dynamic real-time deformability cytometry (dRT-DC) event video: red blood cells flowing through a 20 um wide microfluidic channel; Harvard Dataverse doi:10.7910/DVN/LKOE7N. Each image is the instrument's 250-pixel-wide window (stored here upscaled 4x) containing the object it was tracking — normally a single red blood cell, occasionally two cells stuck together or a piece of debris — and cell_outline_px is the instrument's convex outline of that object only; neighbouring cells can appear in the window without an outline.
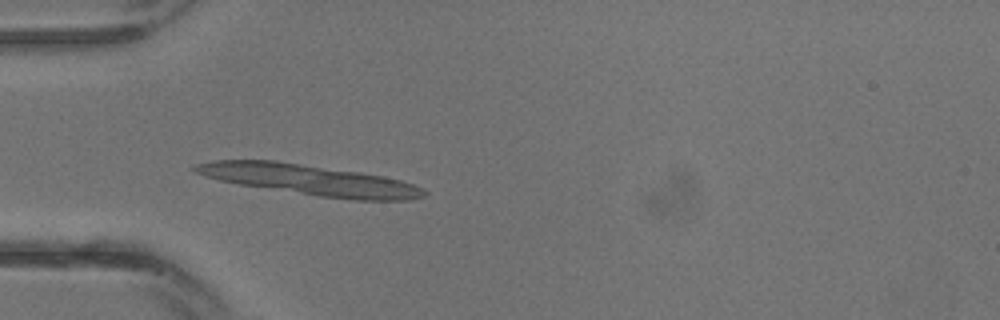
{"species": "common noctule bat (a hibernating species)", "species_latin": "Nyctalus noctula", "temperature_condition": "warm", "stored_images_in_passage": 16, "camera_frame_rate_fps": 3000, "um_per_image_px": 0.085, "animal": {"sex": "male", "body_mass_g": 13.3}, "frame": {"image": 1, "passage_image": 10, "time_ms": 3.0, "image_size_px": [1000, 320], "cell_outline_px": [[428, 192], [424, 196], [408, 200], [356, 200], [320, 196], [240, 184], [220, 180], [196, 172], [192, 168], [196, 164], [216, 160], [276, 160], [360, 172], [384, 176], [400, 180], [424, 188]], "centroid_in_image_um": [26.39, 15.28], "position_along_channel_um": 58.6, "area_um2": 40.23}}